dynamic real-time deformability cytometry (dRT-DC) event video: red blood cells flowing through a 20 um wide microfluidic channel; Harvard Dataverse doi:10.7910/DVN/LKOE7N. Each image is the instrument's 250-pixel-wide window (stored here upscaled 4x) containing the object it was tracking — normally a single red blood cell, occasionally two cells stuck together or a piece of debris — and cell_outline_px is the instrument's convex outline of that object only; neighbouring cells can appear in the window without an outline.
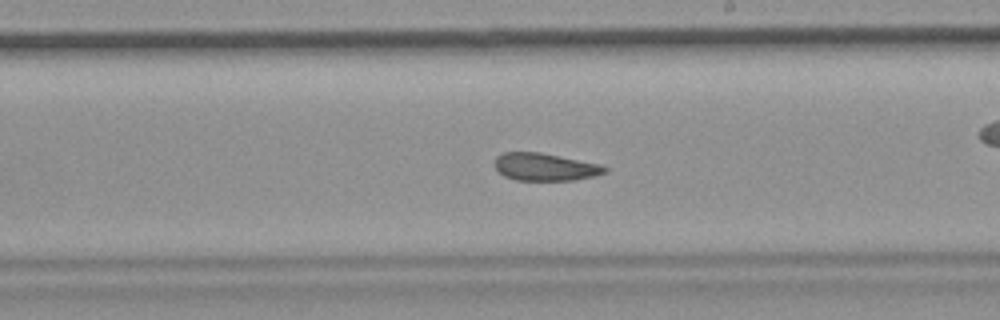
{"species": "common noctule bat (a hibernating species)", "species_latin": "Nyctalus noctula", "temperature_condition": "room temperature", "stored_images_in_passage": 55, "camera_frame_rate_fps": 3000, "um_per_image_px": 0.085, "animal": {"sex": "female", "body_mass_g": 19.9}, "frame": {"image": 1, "passage_image": 32, "time_ms": 10.333, "image_size_px": [1000, 320], "cell_outline_px": [[608, 172], [596, 176], [576, 180], [516, 180], [504, 176], [496, 168], [496, 156], [504, 152], [540, 152], [600, 164], [608, 168]], "centroid_in_image_um": [46.37, 14.19], "position_along_channel_um": 242.6, "area_um2": 17.69}, "authors_computed_cell_mechanics": {"area_um2": 19.5942, "velocity_mm_per_s": 3.7275, "shape_relaxation_time_tau1_ms": null, "shape_relaxation_time_tau2_ms": 2.2515, "deformation_change_tau1": null, "deformation_change_tau2": 0.0687}}